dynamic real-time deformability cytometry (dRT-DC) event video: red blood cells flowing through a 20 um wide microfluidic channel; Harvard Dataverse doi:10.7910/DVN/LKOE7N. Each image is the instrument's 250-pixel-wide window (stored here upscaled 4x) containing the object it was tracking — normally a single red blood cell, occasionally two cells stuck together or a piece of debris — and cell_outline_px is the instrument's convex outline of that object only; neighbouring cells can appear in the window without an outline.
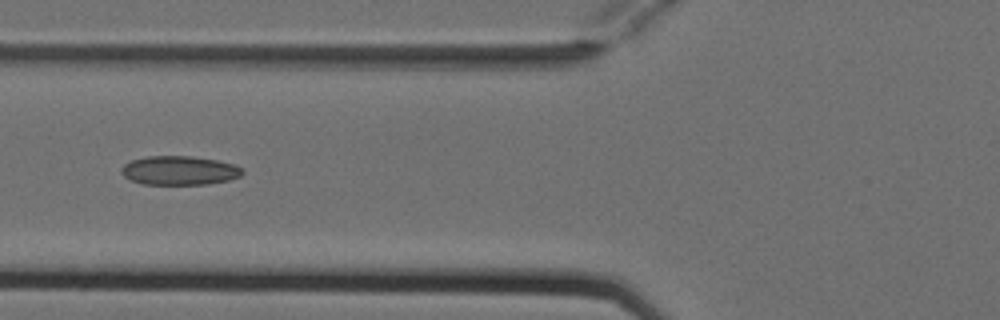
{"species": "Egyptian fruit bat (a non-hibernating species)", "species_latin": "Rousettus aegyptiacus", "temperature_condition": "cold", "stored_images_in_passage": 6, "camera_frame_rate_fps": 3000, "um_per_image_px": 0.085, "animal": {"sex": "female"}, "frame": {"image": 1, "passage_image": 6, "time_ms": 1.667, "image_size_px": [1000, 320], "cell_outline_px": [[244, 172], [240, 176], [228, 180], [208, 184], [144, 184], [132, 180], [124, 176], [120, 172], [120, 168], [124, 164], [132, 160], [148, 156], [192, 156], [216, 160], [236, 164], [244, 168]], "centroid_in_image_um": [15.27, 14.48], "position_along_channel_um": 110.5, "area_um2": 20.52}}